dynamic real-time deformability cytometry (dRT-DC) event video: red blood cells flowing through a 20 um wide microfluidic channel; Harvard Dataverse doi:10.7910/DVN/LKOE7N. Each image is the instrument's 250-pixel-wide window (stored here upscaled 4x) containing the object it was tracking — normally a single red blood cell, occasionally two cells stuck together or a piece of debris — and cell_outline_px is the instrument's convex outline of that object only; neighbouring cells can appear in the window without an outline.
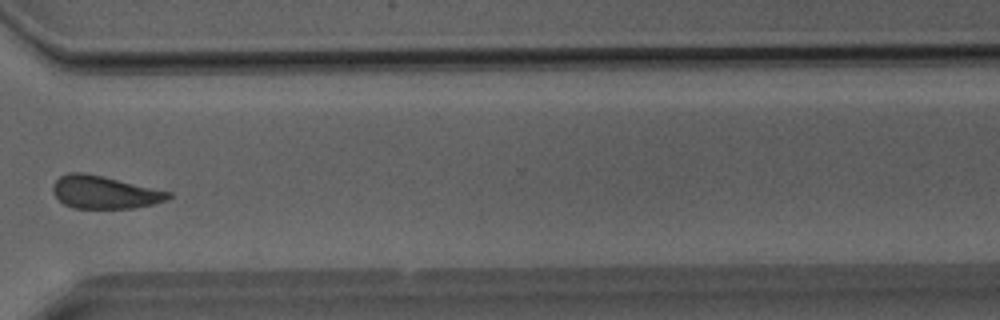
{"species": "Egyptian fruit bat (a non-hibernating species)", "species_latin": "Rousettus aegyptiacus", "temperature_condition": "room temperature", "stored_images_in_passage": 39, "camera_frame_rate_fps": 3000, "um_per_image_px": 0.085, "animal": {"sex": "male"}, "frame": {"image": 1, "passage_image": 30, "time_ms": 9.667, "image_size_px": [1000, 320], "cell_outline_px": [[172, 196], [168, 200], [152, 204], [132, 208], [72, 208], [64, 204], [52, 192], [52, 184], [60, 176], [68, 172], [88, 172], [172, 192]], "centroid_in_image_um": [8.87, 16.32], "position_along_channel_um": 361.7, "area_um2": 22.31}}
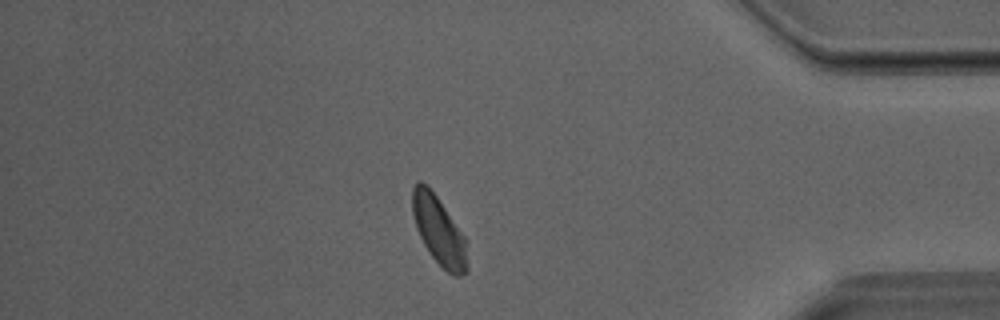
{"frame": {"image": 2, "passage_image": 34, "time_ms": 11.0, "image_size_px": [1000, 320], "cell_outline_px": [[468, 272], [460, 276], [452, 276], [428, 252], [416, 228], [412, 212], [412, 188], [416, 180], [420, 180], [428, 184], [464, 236], [468, 268]], "centroid_in_image_um": [37.28, 19.58], "position_along_channel_um": 397.9, "area_um2": 21.79}}